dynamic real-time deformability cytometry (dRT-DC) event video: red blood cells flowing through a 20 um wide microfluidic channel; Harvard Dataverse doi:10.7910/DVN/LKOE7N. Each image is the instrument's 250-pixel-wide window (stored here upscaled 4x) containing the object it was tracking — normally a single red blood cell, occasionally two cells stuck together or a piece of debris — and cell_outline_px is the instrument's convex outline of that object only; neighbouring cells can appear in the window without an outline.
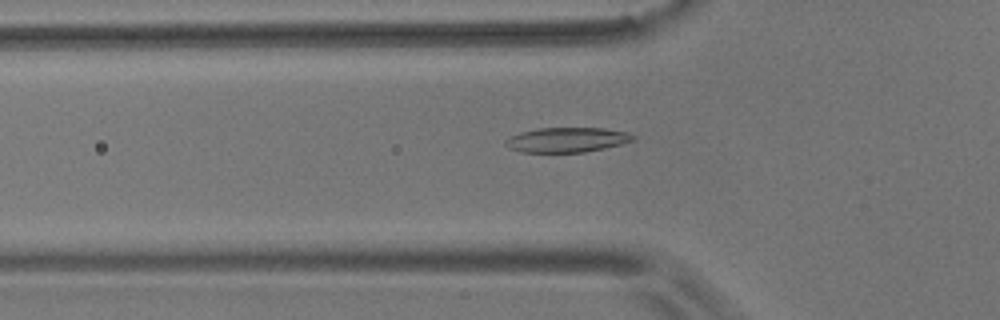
{"species": "common noctule bat (a hibernating species)", "species_latin": "Nyctalus noctula", "temperature_condition": "room temperature", "stored_images_in_passage": 50, "camera_frame_rate_fps": 3000, "um_per_image_px": 0.085, "animal": {"sex": "male", "body_mass_g": 17.9}, "frame": {"image": 1, "passage_image": 13, "time_ms": 4.0, "image_size_px": [1000, 320], "cell_outline_px": [[636, 136], [632, 140], [620, 144], [604, 148], [584, 152], [520, 152], [508, 148], [504, 144], [504, 140], [520, 132], [540, 128], [604, 128], [628, 132]], "centroid_in_image_um": [48.16, 11.88], "position_along_channel_um": 77.6, "area_um2": 18.38}}
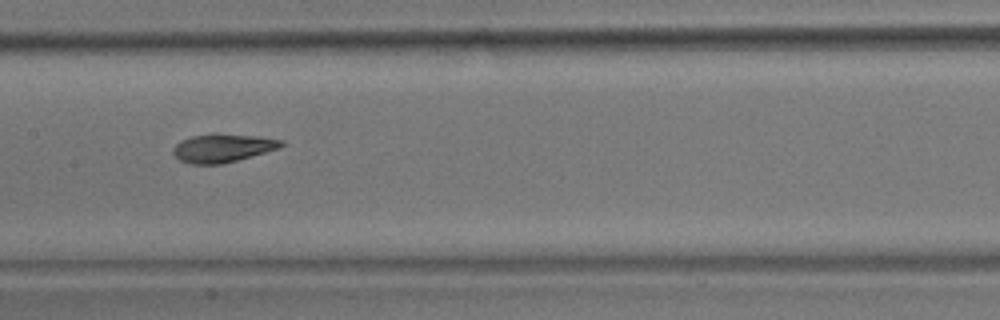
{"frame": {"image": 2, "passage_image": 22, "time_ms": 7.0, "image_size_px": [1000, 320], "cell_outline_px": [[284, 144], [276, 148], [264, 152], [236, 160], [220, 164], [188, 164], [180, 160], [172, 152], [172, 148], [180, 140], [192, 136], [216, 132], [256, 136], [284, 140]], "centroid_in_image_um": [18.86, 12.56], "position_along_channel_um": 188.5, "area_um2": 17.86}}
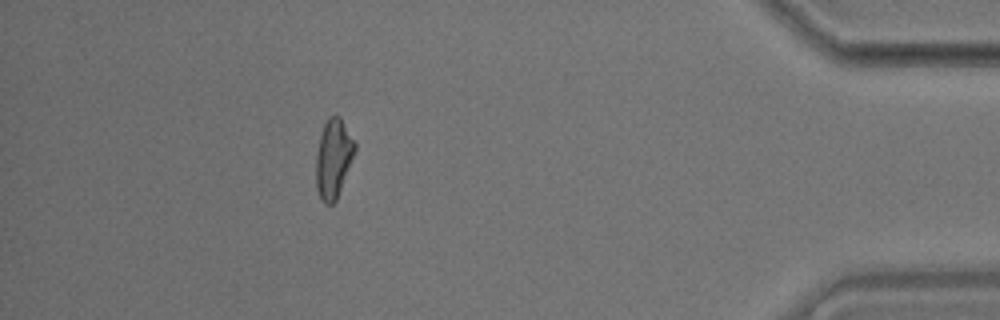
{"frame": {"image": 3, "passage_image": 44, "time_ms": 14.333, "image_size_px": [1000, 320], "cell_outline_px": [[356, 148], [336, 200], [332, 204], [324, 204], [320, 200], [316, 188], [316, 152], [320, 136], [324, 124], [328, 116], [340, 116], [356, 144]], "centroid_in_image_um": [28.31, 13.48], "position_along_channel_um": 406.9, "area_um2": 17.74}, "authors_computed_cell_mechanics": {"area_um2": 17.8313, "velocity_mm_per_s": 3.6606, "shape_relaxation_time_tau1_ms": 5.0545, "shape_relaxation_time_tau2_ms": 2.4927, "deformation_change_tau1": 0.1714, "deformation_change_tau2": 0.0929}}